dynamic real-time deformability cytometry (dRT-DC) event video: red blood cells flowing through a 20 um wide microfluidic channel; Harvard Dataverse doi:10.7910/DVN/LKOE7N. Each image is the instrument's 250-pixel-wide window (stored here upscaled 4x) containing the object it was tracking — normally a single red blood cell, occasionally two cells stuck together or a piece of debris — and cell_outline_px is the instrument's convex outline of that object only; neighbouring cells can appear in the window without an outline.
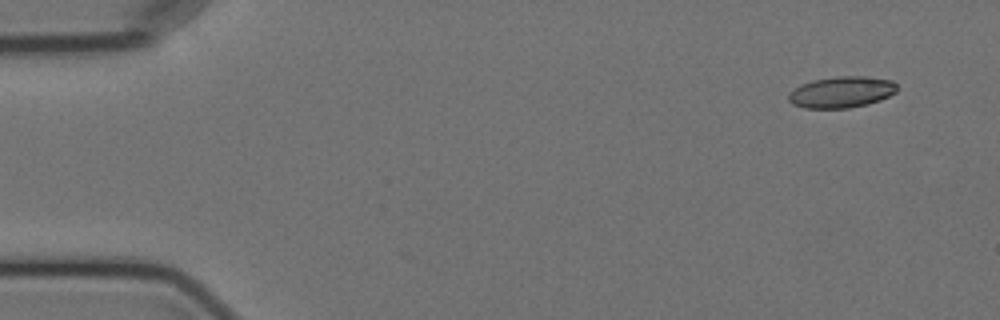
{"species": "Egyptian fruit bat (a non-hibernating species)", "species_latin": "Rousettus aegyptiacus", "temperature_condition": "cold", "stored_images_in_passage": 4, "camera_frame_rate_fps": 3000, "um_per_image_px": 0.085, "animal": {"sex": "female"}, "frame": {"image": 1, "passage_image": 1, "time_ms": 0.0, "image_size_px": [1000, 320], "cell_outline_px": [[896, 92], [880, 100], [868, 104], [848, 108], [804, 108], [792, 104], [788, 100], [788, 92], [812, 80], [836, 76], [864, 76], [892, 80], [896, 84]], "centroid_in_image_um": [71.52, 7.83], "position_along_channel_um": 13.5, "area_um2": 19.77}}
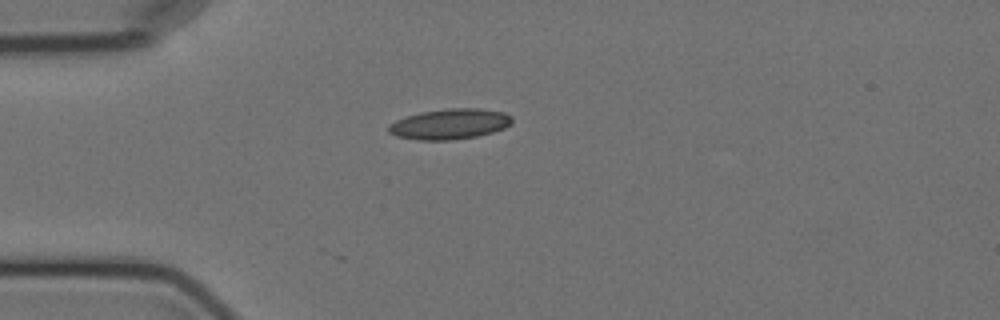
{"frame": {"image": 2, "passage_image": 4, "time_ms": 3.667, "image_size_px": [1000, 320], "cell_outline_px": [[512, 124], [504, 128], [492, 132], [476, 136], [452, 140], [416, 140], [396, 136], [388, 132], [388, 124], [396, 120], [420, 112], [448, 108], [480, 108], [504, 112], [512, 116]], "centroid_in_image_um": [38.23, 10.54], "position_along_channel_um": 46.8, "area_um2": 22.02}}